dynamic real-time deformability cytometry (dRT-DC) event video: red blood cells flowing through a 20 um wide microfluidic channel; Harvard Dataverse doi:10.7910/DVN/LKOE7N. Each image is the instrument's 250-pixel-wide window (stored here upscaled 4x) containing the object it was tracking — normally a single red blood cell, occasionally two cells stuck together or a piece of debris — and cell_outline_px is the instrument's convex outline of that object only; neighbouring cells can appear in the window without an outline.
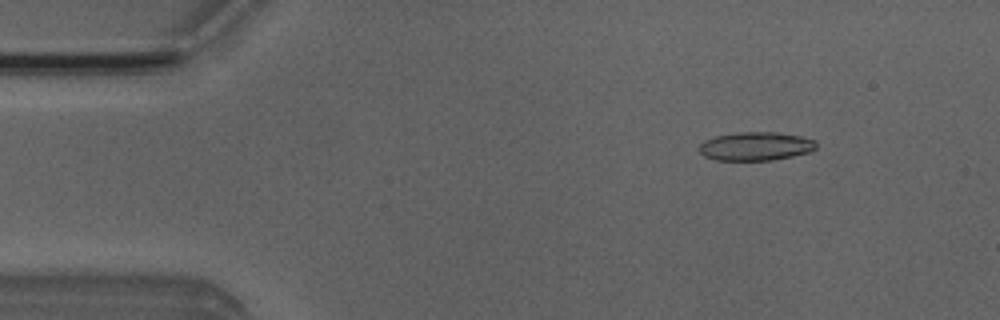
{"species": "Egyptian fruit bat (a non-hibernating species)", "species_latin": "Rousettus aegyptiacus", "temperature_condition": "room temperature", "stored_images_in_passage": 51, "camera_frame_rate_fps": 3000, "um_per_image_px": 0.085, "animal": {"sex": "male"}, "frame": {"image": 1, "passage_image": 6, "time_ms": 1.667, "image_size_px": [1000, 320], "cell_outline_px": [[816, 148], [808, 152], [792, 156], [772, 160], [716, 160], [704, 156], [700, 152], [700, 144], [704, 140], [716, 136], [736, 132], [776, 132], [800, 136], [816, 140]], "centroid_in_image_um": [64.23, 12.42], "position_along_channel_um": 20.8, "area_um2": 19.42}}
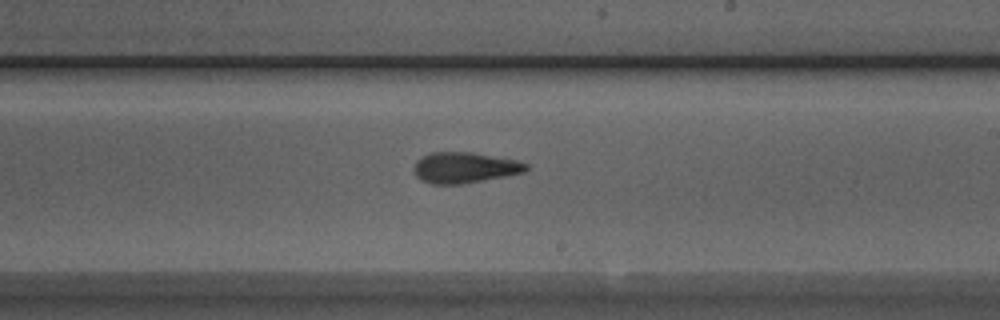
{"frame": {"image": 2, "passage_image": 29, "time_ms": 9.333, "image_size_px": [1000, 320], "cell_outline_px": [[528, 168], [524, 172], [504, 176], [460, 184], [432, 184], [416, 176], [412, 168], [416, 160], [432, 152], [472, 152], [516, 160], [528, 164]], "centroid_in_image_um": [39.47, 14.24], "position_along_channel_um": 249.5, "area_um2": 19.94}}
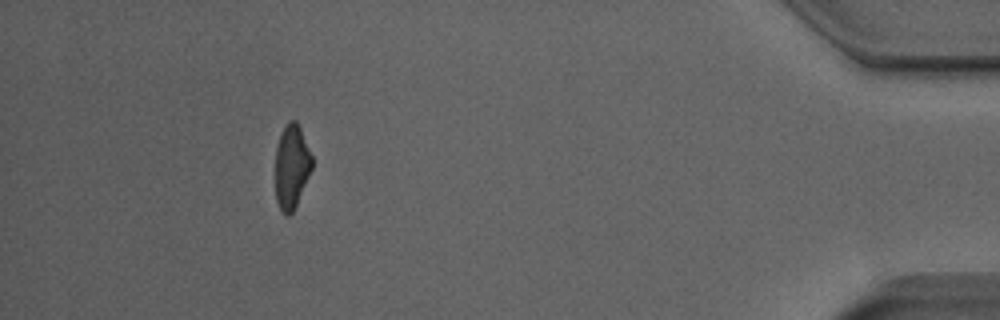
{"frame": {"image": 3, "passage_image": 46, "time_ms": 15.0, "image_size_px": [1000, 320], "cell_outline_px": [[312, 168], [296, 204], [292, 212], [288, 216], [284, 216], [280, 212], [276, 200], [276, 148], [280, 136], [288, 120], [296, 120], [300, 128], [312, 156]], "centroid_in_image_um": [24.77, 14.18], "position_along_channel_um": 410.4, "area_um2": 17.74}, "authors_computed_cell_mechanics": {"area_um2": 19.652, "velocity_mm_per_s": 3.9891, "shape_relaxation_time_tau1_ms": 9.2893, "shape_relaxation_time_tau2_ms": 0.9819, "deformation_change_tau1": 0.2462, "deformation_change_tau2": 0.0989}}